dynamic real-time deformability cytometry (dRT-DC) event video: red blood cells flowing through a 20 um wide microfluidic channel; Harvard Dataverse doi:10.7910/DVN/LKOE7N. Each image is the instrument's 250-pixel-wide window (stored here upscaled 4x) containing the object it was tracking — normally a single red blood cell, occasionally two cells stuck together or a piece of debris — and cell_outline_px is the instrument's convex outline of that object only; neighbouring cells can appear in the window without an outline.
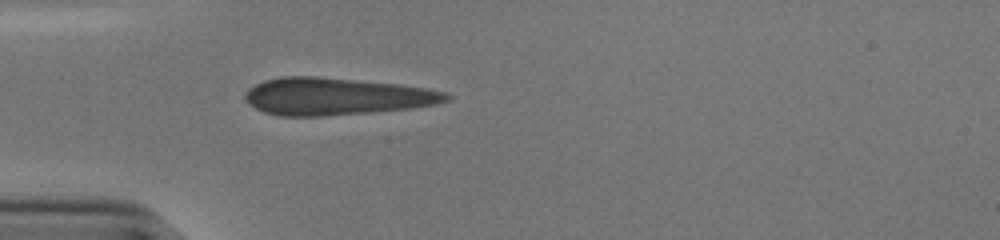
{"species": "human", "species_latin": "Homo sapiens", "temperature_condition": "cold", "stored_images_in_passage": 38, "camera_frame_rate_fps": 3000, "um_per_image_px": 0.085, "donor": {"sex": "male"}, "frame": {"image": 1, "passage_image": 1, "time_ms": 0.0, "image_size_px": [1000, 240], "cell_outline_px": [[452, 100], [436, 104], [412, 108], [372, 112], [324, 116], [280, 116], [264, 112], [248, 104], [244, 96], [244, 92], [248, 88], [264, 80], [280, 76], [316, 76], [396, 84], [424, 88], [448, 92], [452, 96]], "centroid_in_image_um": [28.57, 8.2], "position_along_channel_um": 56.4, "area_um2": 43.87}}
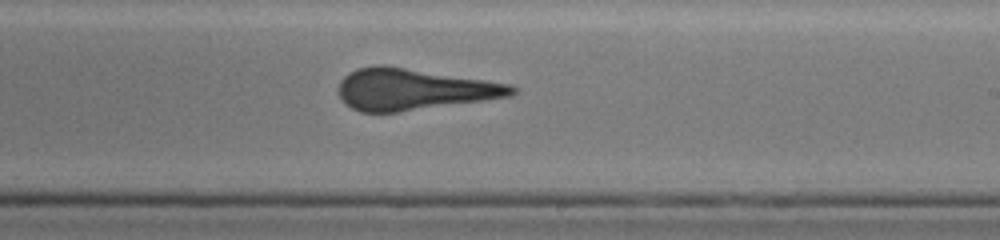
{"frame": {"image": 2, "passage_image": 17, "time_ms": 5.333, "image_size_px": [1000, 240], "cell_outline_px": [[520, 88], [512, 96], [484, 100], [396, 112], [360, 112], [344, 104], [340, 96], [340, 80], [348, 72], [356, 68], [376, 64], [384, 64], [512, 84]], "centroid_in_image_um": [35.16, 7.57], "position_along_channel_um": 253.8, "area_um2": 41.96}}
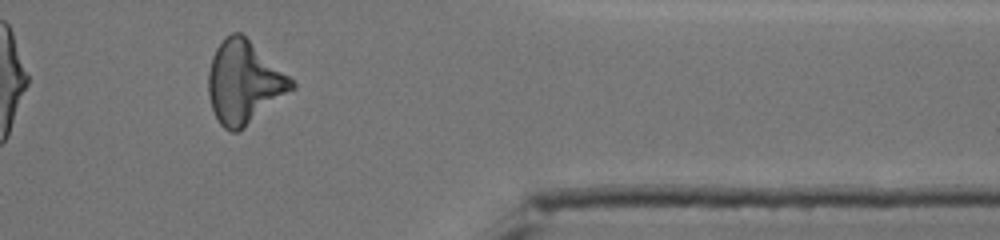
{"frame": {"image": 3, "passage_image": 29, "time_ms": 9.333, "image_size_px": [1000, 240], "cell_outline_px": [[296, 88], [244, 128], [236, 132], [232, 132], [224, 128], [220, 124], [212, 108], [208, 96], [208, 72], [212, 56], [216, 48], [232, 32], [240, 32], [288, 76], [296, 84]], "centroid_in_image_um": [20.73, 7.04], "position_along_channel_um": 390.7, "area_um2": 39.54}}